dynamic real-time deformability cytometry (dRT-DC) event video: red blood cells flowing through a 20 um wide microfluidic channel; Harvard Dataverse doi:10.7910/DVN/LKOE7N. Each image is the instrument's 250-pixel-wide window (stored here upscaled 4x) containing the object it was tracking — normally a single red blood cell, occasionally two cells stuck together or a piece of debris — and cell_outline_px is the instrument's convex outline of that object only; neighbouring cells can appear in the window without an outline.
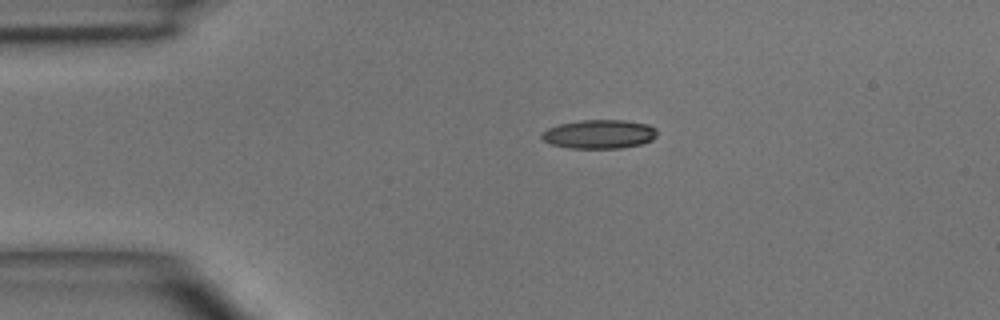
{"species": "common noctule bat (a hibernating species)", "species_latin": "Nyctalus noctula", "temperature_condition": "room temperature", "stored_images_in_passage": 2, "camera_frame_rate_fps": 3000, "um_per_image_px": 0.085, "animal": {"sex": "male", "body_mass_g": 15.6}, "frame": {"image": 1, "passage_image": 1, "time_ms": 0.0, "image_size_px": [1000, 320], "cell_outline_px": [[656, 136], [652, 140], [640, 144], [620, 148], [568, 148], [552, 144], [544, 140], [540, 136], [548, 128], [560, 124], [580, 120], [624, 120], [648, 124], [656, 128]], "centroid_in_image_um": [50.95, 11.4], "position_along_channel_um": 34.0, "area_um2": 19.31}}